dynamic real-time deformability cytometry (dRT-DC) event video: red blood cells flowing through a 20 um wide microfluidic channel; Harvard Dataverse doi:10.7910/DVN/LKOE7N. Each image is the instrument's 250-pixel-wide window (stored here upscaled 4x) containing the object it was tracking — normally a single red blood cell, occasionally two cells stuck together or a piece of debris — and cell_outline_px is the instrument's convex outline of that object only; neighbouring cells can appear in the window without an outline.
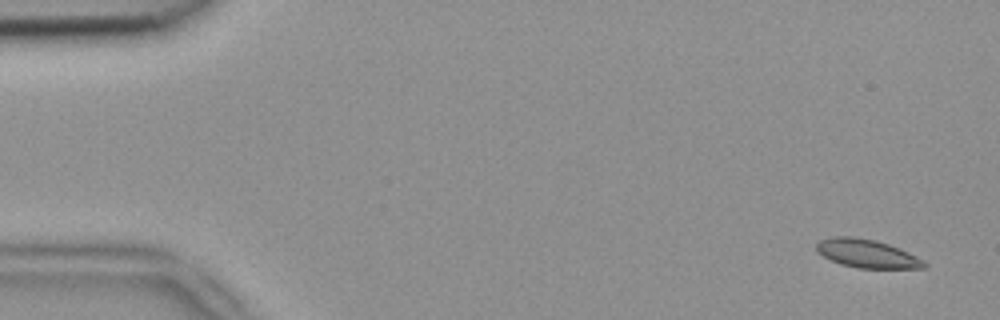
{"species": "common noctule bat (a hibernating species)", "species_latin": "Nyctalus noctula", "temperature_condition": "room temperature", "stored_images_in_passage": 4, "camera_frame_rate_fps": 3000, "um_per_image_px": 0.085, "animal": {"sex": "female", "body_mass_g": 18.4}, "frame": {"image": 1, "passage_image": 1, "time_ms": 0.0, "image_size_px": [1000, 320], "cell_outline_px": [[928, 264], [924, 268], [856, 268], [840, 264], [816, 252], [816, 244], [820, 240], [836, 236], [852, 236], [876, 240], [888, 244], [908, 252], [924, 260]], "centroid_in_image_um": [73.69, 21.55], "position_along_channel_um": 11.3, "area_um2": 17.8}}
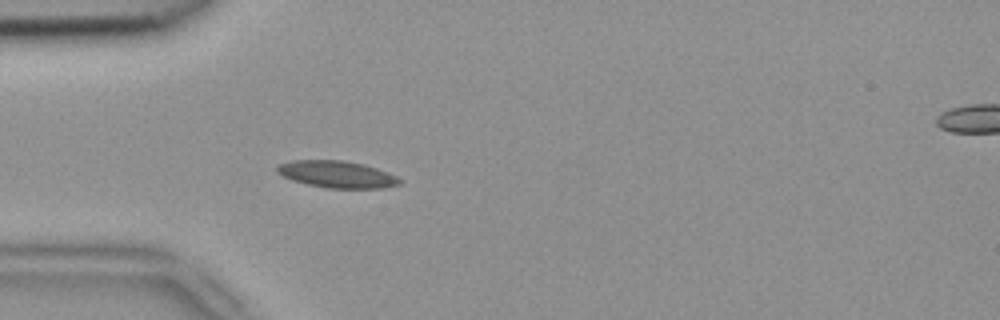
{"frame": {"image": 2, "passage_image": 4, "time_ms": 1.0, "image_size_px": [1000, 320], "cell_outline_px": [[404, 180], [400, 184], [384, 188], [328, 188], [308, 184], [292, 180], [276, 172], [276, 168], [280, 164], [292, 160], [344, 160], [364, 164], [388, 172]], "centroid_in_image_um": [28.68, 14.81], "position_along_channel_um": 56.3, "area_um2": 19.25}}